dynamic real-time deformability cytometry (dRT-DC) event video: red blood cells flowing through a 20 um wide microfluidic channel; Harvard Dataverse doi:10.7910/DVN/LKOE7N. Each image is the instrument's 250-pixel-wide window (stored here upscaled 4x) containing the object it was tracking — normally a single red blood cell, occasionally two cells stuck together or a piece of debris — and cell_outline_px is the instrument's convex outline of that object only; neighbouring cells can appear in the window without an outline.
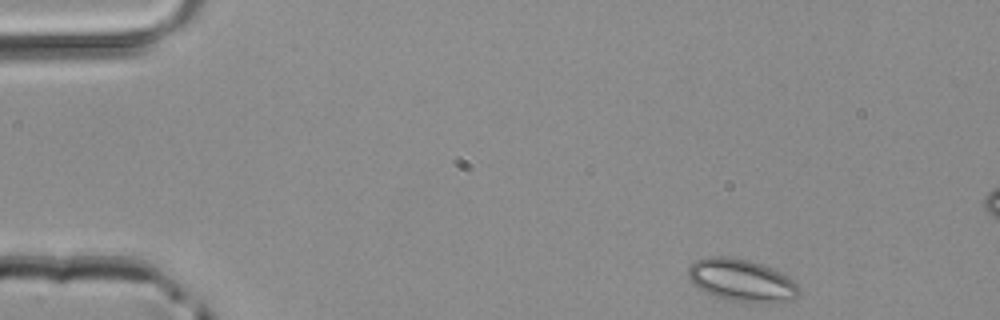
{"species": "common noctule bat (a hibernating species)", "species_latin": "Nyctalus noctula", "temperature_condition": "room temperature", "stored_images_in_passage": 43, "segment_of_instrument_passage": [1, 2], "camera_frame_rate_fps": 3000, "um_per_image_px": 0.085, "animal": {"sex": "male", "body_mass_g": 20.4}, "frame": {"image": 1, "passage_image": 1, "time_ms": 0.0, "image_size_px": [1000, 320], "cell_outline_px": [[800, 292], [792, 300], [784, 304], [764, 304], [728, 300], [704, 292], [696, 288], [688, 280], [688, 264], [696, 260], [708, 256], [724, 256], [748, 260], [784, 272], [800, 288]], "centroid_in_image_um": [63.04, 23.86], "position_along_channel_um": 22.0, "area_um2": 28.15}}
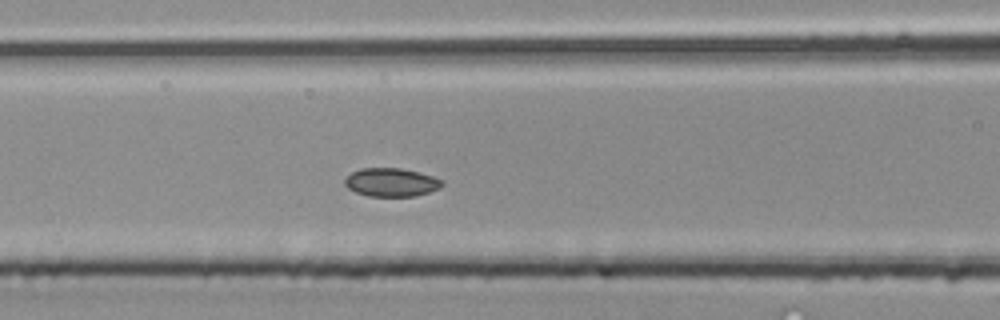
{"frame": {"image": 2, "passage_image": 15, "time_ms": 4.667, "image_size_px": [1000, 320], "cell_outline_px": [[444, 184], [440, 188], [416, 196], [368, 196], [356, 192], [348, 188], [344, 184], [344, 180], [352, 172], [360, 168], [400, 168], [420, 172], [444, 180]], "centroid_in_image_um": [33.28, 15.49], "position_along_channel_um": 133.3, "area_um2": 16.18}}
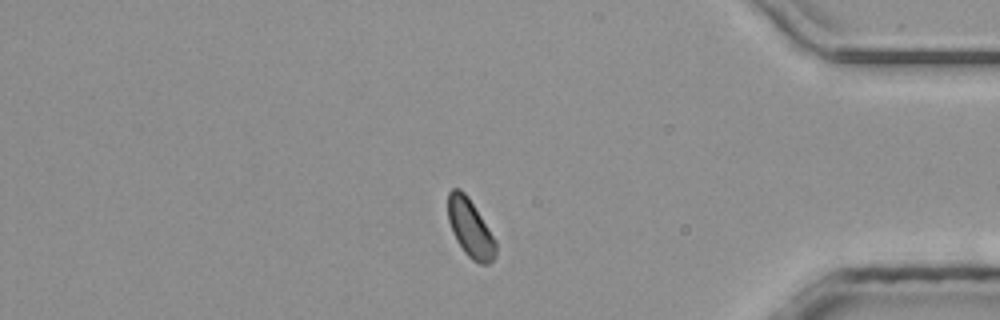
{"frame": {"image": 3, "passage_image": 35, "time_ms": 11.333, "image_size_px": [1000, 320], "cell_outline_px": [[496, 256], [488, 264], [480, 264], [472, 260], [464, 252], [456, 240], [452, 232], [448, 220], [448, 192], [452, 188], [460, 188], [468, 196], [496, 240]], "centroid_in_image_um": [39.96, 19.4], "position_along_channel_um": 395.2, "area_um2": 16.24}}